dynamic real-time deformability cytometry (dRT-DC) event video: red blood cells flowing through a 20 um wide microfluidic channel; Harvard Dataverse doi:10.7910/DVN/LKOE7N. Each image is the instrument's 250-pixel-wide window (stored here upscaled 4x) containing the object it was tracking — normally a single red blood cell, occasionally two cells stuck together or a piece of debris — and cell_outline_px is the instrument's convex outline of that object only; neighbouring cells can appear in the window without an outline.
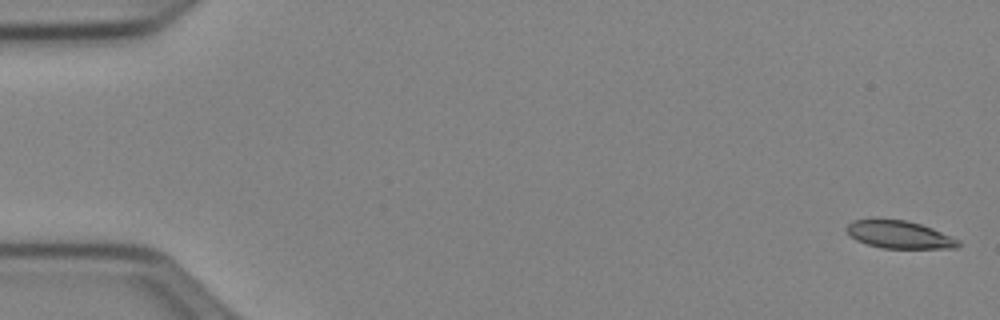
{"species": "Egyptian fruit bat (a non-hibernating species)", "species_latin": "Rousettus aegyptiacus", "temperature_condition": "cold", "stored_images_in_passage": 52, "camera_frame_rate_fps": 3000, "um_per_image_px": 0.085, "animal": {"sex": "female"}, "frame": {"image": 1, "passage_image": 1, "time_ms": 0.0, "image_size_px": [1000, 320], "cell_outline_px": [[960, 244], [956, 248], [884, 248], [868, 244], [856, 240], [844, 228], [852, 220], [876, 216], [908, 220], [932, 228], [960, 240]], "centroid_in_image_um": [76.38, 19.89], "position_along_channel_um": 8.6, "area_um2": 18.5}}
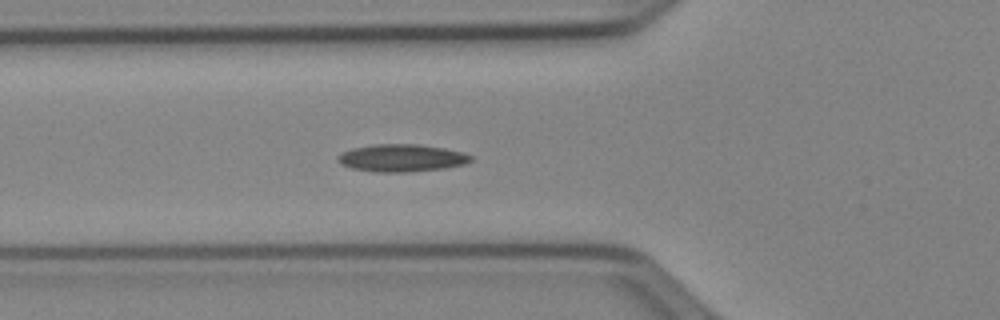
{"frame": {"image": 2, "passage_image": 19, "time_ms": 6.0, "image_size_px": [1000, 320], "cell_outline_px": [[472, 160], [464, 164], [444, 168], [404, 172], [376, 172], [352, 168], [340, 164], [336, 160], [336, 156], [340, 152], [352, 148], [372, 144], [420, 144], [444, 148], [464, 152], [472, 156]], "centroid_in_image_um": [34.1, 13.42], "position_along_channel_um": 91.7, "area_um2": 21.44}}
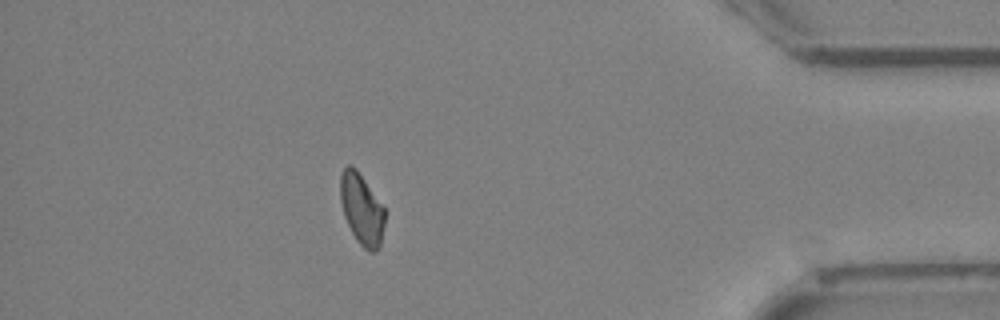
{"frame": {"image": 3, "passage_image": 46, "time_ms": 15.0, "image_size_px": [1000, 320], "cell_outline_px": [[384, 224], [380, 248], [376, 252], [368, 252], [356, 240], [344, 216], [340, 200], [340, 172], [348, 164], [352, 164], [356, 168], [384, 208]], "centroid_in_image_um": [30.73, 17.78], "position_along_channel_um": 404.5, "area_um2": 18.44}}